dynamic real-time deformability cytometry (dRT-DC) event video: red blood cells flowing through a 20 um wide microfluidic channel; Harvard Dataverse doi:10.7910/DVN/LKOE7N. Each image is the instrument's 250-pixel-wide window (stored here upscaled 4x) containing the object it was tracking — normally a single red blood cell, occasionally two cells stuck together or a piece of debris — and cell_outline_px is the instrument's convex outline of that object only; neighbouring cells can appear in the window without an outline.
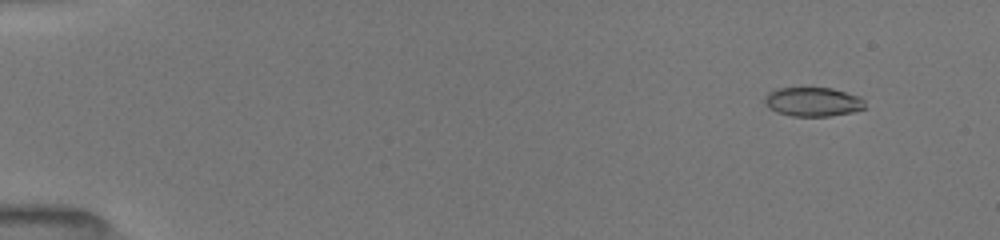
{"species": "common noctule bat (a hibernating species)", "species_latin": "Nyctalus noctula", "temperature_condition": "room temperature", "stored_images_in_passage": 19, "camera_frame_rate_fps": 3000, "um_per_image_px": 0.085, "animal": {"sex": "female", "body_mass_g": 19.5, "forearm_length_mm": 54.1}, "frame": {"image": 1, "passage_image": 2, "time_ms": 0.667, "image_size_px": [1000, 240], "cell_outline_px": [[864, 108], [852, 112], [832, 116], [792, 116], [776, 112], [768, 108], [764, 100], [768, 92], [780, 88], [832, 88], [860, 96], [864, 100]], "centroid_in_image_um": [69.1, 8.66], "position_along_channel_um": 15.9, "area_um2": 16.99}}
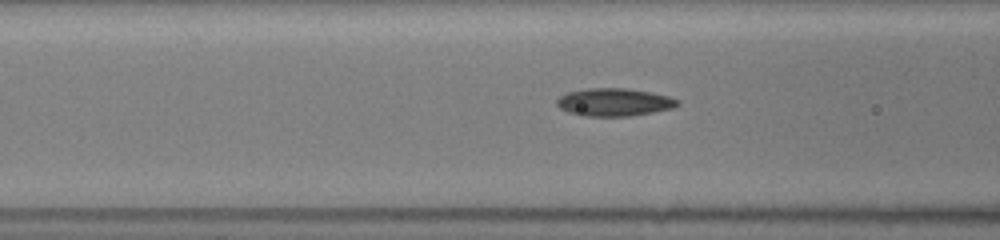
{"frame": {"image": 2, "passage_image": 14, "time_ms": 6.333, "image_size_px": [1000, 240], "cell_outline_px": [[680, 104], [676, 108], [628, 116], [580, 116], [568, 112], [560, 108], [556, 104], [556, 100], [560, 96], [568, 92], [588, 88], [628, 88], [652, 92], [668, 96], [680, 100]], "centroid_in_image_um": [52.23, 8.68], "position_along_channel_um": 114.4, "area_um2": 19.77}}
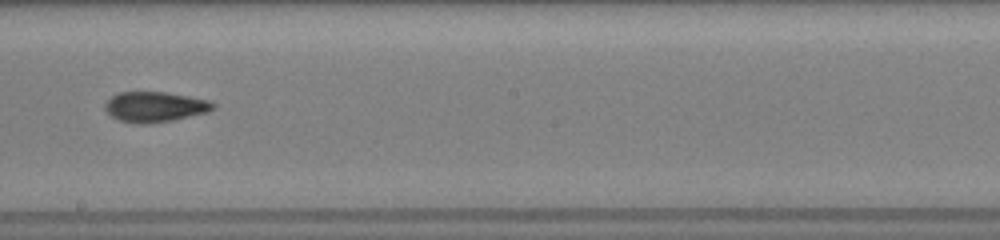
{"frame": {"image": 3, "passage_image": 18, "time_ms": 9.333, "image_size_px": [1000, 240], "cell_outline_px": [[216, 108], [208, 112], [172, 120], [148, 124], [140, 124], [120, 120], [112, 116], [104, 108], [104, 104], [112, 96], [120, 92], [164, 92], [212, 100], [216, 104]], "centroid_in_image_um": [13.21, 9.08], "position_along_channel_um": 235.0, "area_um2": 19.07}}